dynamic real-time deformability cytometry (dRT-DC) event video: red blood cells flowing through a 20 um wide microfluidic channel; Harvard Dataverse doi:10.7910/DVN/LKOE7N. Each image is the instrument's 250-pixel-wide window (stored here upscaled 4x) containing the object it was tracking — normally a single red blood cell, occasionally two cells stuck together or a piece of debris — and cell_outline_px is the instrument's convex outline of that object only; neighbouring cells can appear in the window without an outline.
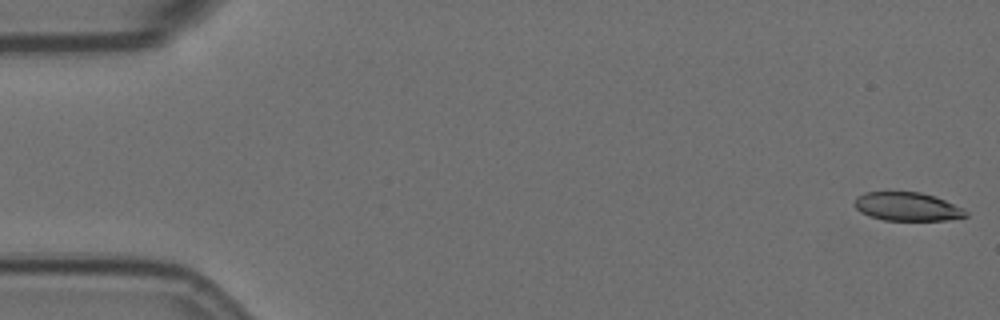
{"species": "Egyptian fruit bat (a non-hibernating species)", "species_latin": "Rousettus aegyptiacus", "temperature_condition": "room temperature", "stored_images_in_passage": 58, "camera_frame_rate_fps": 3000, "um_per_image_px": 0.085, "animal": {"sex": "female"}, "frame": {"image": 1, "passage_image": 1, "time_ms": 0.0, "image_size_px": [1000, 320], "cell_outline_px": [[968, 216], [944, 220], [884, 220], [868, 216], [860, 212], [852, 204], [856, 196], [864, 192], [920, 192], [936, 196], [964, 208], [968, 212]], "centroid_in_image_um": [77.09, 17.55], "position_along_channel_um": 7.9, "area_um2": 18.73}}
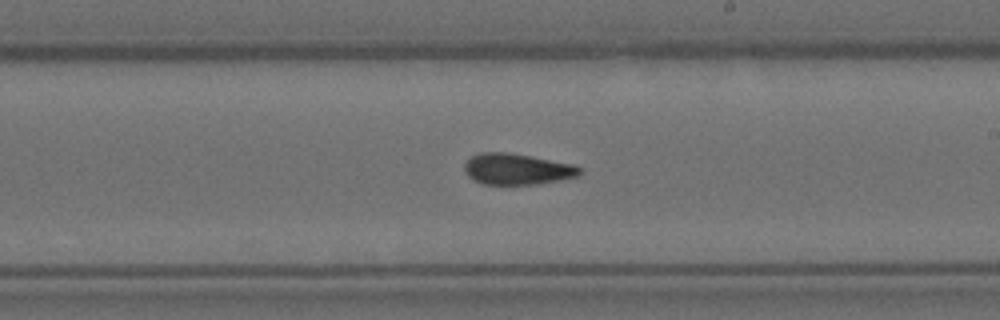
{"frame": {"image": 2, "passage_image": 33, "time_ms": 10.667, "image_size_px": [1000, 320], "cell_outline_px": [[580, 176], [560, 180], [536, 184], [484, 184], [472, 180], [464, 172], [464, 164], [472, 156], [480, 152], [508, 152], [572, 164], [580, 168]], "centroid_in_image_um": [43.91, 14.38], "position_along_channel_um": 245.1, "area_um2": 20.81}}
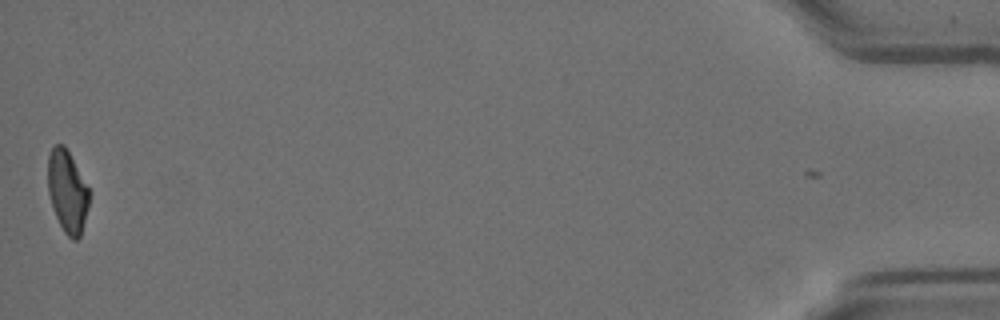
{"frame": {"image": 3, "passage_image": 57, "time_ms": 18.667, "image_size_px": [1000, 320], "cell_outline_px": [[88, 208], [80, 236], [76, 240], [72, 240], [64, 232], [52, 208], [48, 192], [48, 156], [52, 148], [56, 144], [64, 144], [88, 188]], "centroid_in_image_um": [5.7, 16.29], "position_along_channel_um": 429.5, "area_um2": 19.42}, "authors_computed_cell_mechanics": {"area_um2": 20.9814, "velocity_mm_per_s": 3.5223, "shape_relaxation_time_tau1_ms": 4.4646, "shape_relaxation_time_tau2_ms": 3.881, "deformation_change_tau1": 0.1626, "deformation_change_tau2": 0.1242}}